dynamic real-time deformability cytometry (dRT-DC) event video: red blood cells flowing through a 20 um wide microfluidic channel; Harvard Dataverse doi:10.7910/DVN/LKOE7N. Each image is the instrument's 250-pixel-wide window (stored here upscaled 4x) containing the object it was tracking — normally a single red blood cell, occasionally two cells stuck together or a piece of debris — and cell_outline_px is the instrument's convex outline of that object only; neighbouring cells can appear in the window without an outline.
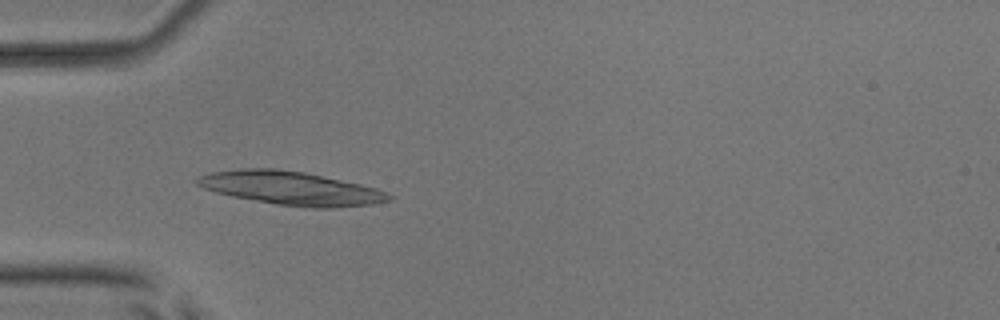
{"species": "common noctule bat (a hibernating species)", "species_latin": "Nyctalus noctula", "temperature_condition": "room temperature", "stored_images_in_passage": 10, "camera_frame_rate_fps": 3000, "um_per_image_px": 0.085, "animal": {"sex": "male", "body_mass_g": 17.9, "forearm_length_mm": 54.2}, "frame": {"image": 1, "passage_image": 5, "time_ms": 4.667, "image_size_px": [1000, 320], "cell_outline_px": [[396, 196], [392, 200], [372, 204], [336, 208], [312, 208], [276, 204], [232, 196], [216, 192], [204, 188], [196, 184], [196, 180], [200, 176], [212, 172], [244, 168], [276, 168], [304, 172], [360, 184], [376, 188], [388, 192]], "centroid_in_image_um": [24.8, 16.0], "position_along_channel_um": 60.2, "area_um2": 37.4}}
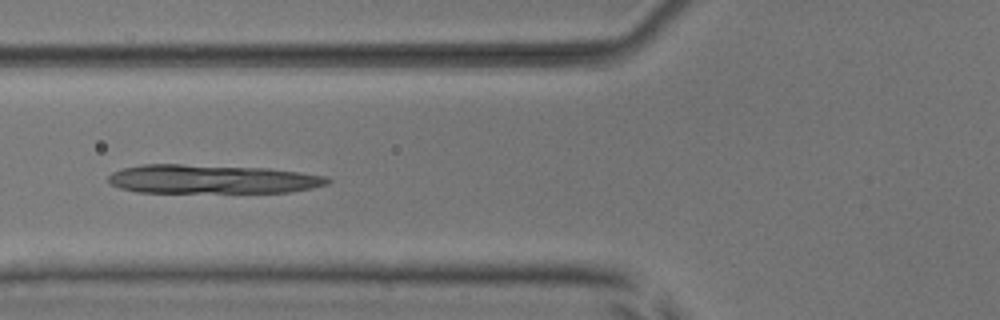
{"frame": {"image": 2, "passage_image": 6, "time_ms": 6.0, "image_size_px": [1000, 320], "cell_outline_px": [[332, 180], [328, 184], [312, 188], [288, 192], [136, 192], [120, 188], [112, 184], [108, 180], [108, 176], [112, 172], [124, 168], [144, 164], [180, 164], [268, 168], [300, 172], [328, 176]], "centroid_in_image_um": [18.05, 15.22], "position_along_channel_um": 107.7, "area_um2": 36.93}}
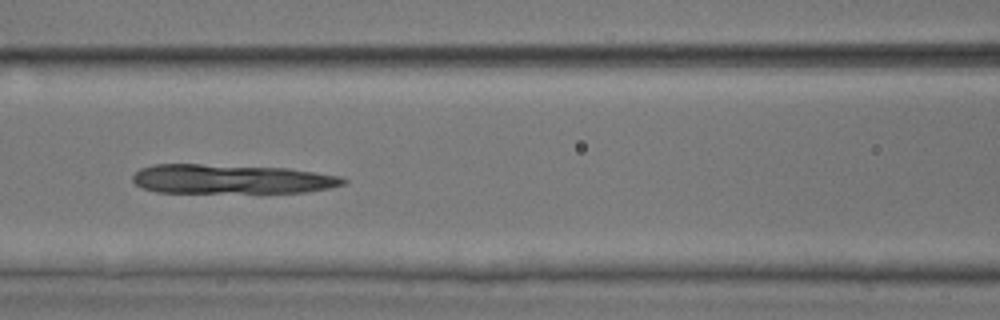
{"frame": {"image": 3, "passage_image": 7, "time_ms": 7.0, "image_size_px": [1000, 320], "cell_outline_px": [[348, 180], [344, 184], [328, 188], [308, 192], [156, 192], [144, 188], [136, 184], [132, 180], [132, 176], [140, 168], [152, 164], [200, 164], [288, 168], [344, 176]], "centroid_in_image_um": [19.69, 15.21], "position_along_channel_um": 146.9, "area_um2": 36.07}}